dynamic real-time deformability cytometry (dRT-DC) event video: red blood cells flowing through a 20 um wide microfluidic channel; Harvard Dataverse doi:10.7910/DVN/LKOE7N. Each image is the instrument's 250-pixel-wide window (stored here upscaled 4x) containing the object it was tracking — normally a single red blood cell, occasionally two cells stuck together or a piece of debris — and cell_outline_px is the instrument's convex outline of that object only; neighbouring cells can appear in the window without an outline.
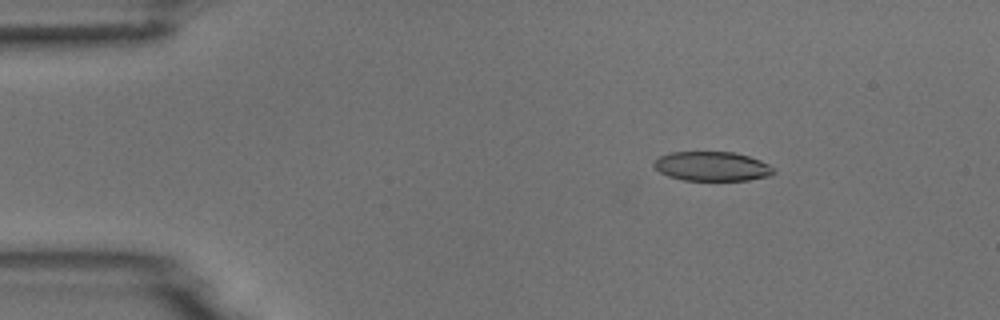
{"species": "common noctule bat (a hibernating species)", "species_latin": "Nyctalus noctula", "temperature_condition": "room temperature", "stored_images_in_passage": 3, "camera_frame_rate_fps": 3000, "um_per_image_px": 0.085, "animal": {"sex": "male", "body_mass_g": 18.8}, "frame": {"image": 1, "passage_image": 1, "time_ms": 0.0, "image_size_px": [1000, 320], "cell_outline_px": [[776, 172], [772, 176], [748, 180], [684, 180], [668, 176], [660, 172], [652, 164], [660, 156], [672, 152], [732, 152], [748, 156], [760, 160], [768, 164]], "centroid_in_image_um": [60.54, 14.14], "position_along_channel_um": 24.5, "area_um2": 20.4}}